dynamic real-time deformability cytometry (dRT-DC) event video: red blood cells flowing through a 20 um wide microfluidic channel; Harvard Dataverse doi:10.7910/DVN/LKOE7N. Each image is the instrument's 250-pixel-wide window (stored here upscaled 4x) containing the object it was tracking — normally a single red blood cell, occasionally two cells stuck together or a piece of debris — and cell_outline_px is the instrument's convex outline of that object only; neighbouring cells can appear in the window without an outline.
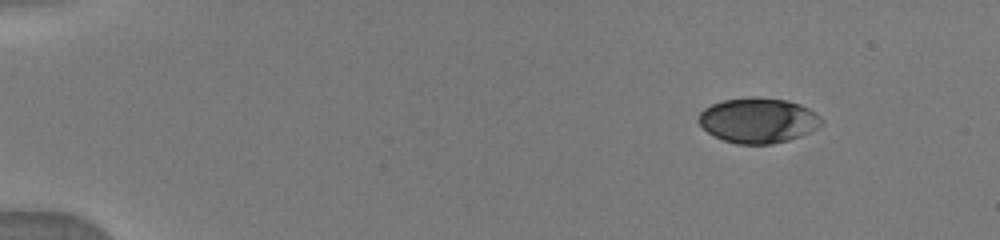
{"species": "human", "species_latin": "Homo sapiens", "temperature_condition": "warm", "stored_images_in_passage": 22, "camera_frame_rate_fps": 3000, "um_per_image_px": 0.085, "donor": {"sex": "male"}, "frame": {"image": 1, "passage_image": 1, "time_ms": 0.0, "image_size_px": [1000, 240], "cell_outline_px": [[824, 124], [820, 128], [812, 132], [788, 140], [772, 144], [736, 144], [712, 136], [696, 120], [700, 112], [704, 108], [712, 104], [724, 100], [752, 96], [788, 100], [800, 104], [808, 108], [820, 116], [824, 120]], "centroid_in_image_um": [64.47, 10.23], "position_along_channel_um": 20.5, "area_um2": 32.77}}
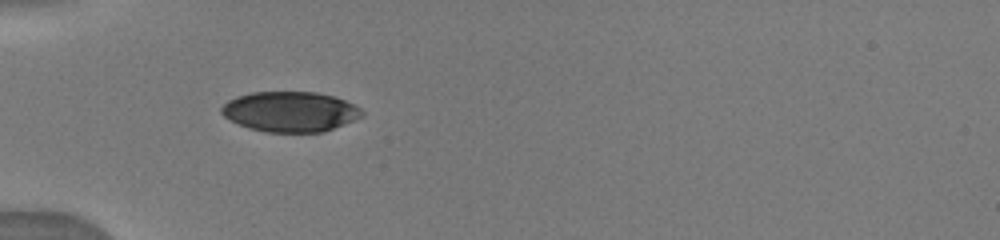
{"frame": {"image": 2, "passage_image": 15, "time_ms": 3.667, "image_size_px": [1000, 240], "cell_outline_px": [[364, 116], [324, 132], [264, 132], [248, 128], [224, 116], [220, 112], [220, 108], [228, 100], [236, 96], [252, 92], [316, 92], [332, 96], [344, 100], [360, 108], [364, 112]], "centroid_in_image_um": [24.66, 9.49], "position_along_channel_um": 60.3, "area_um2": 32.89}}
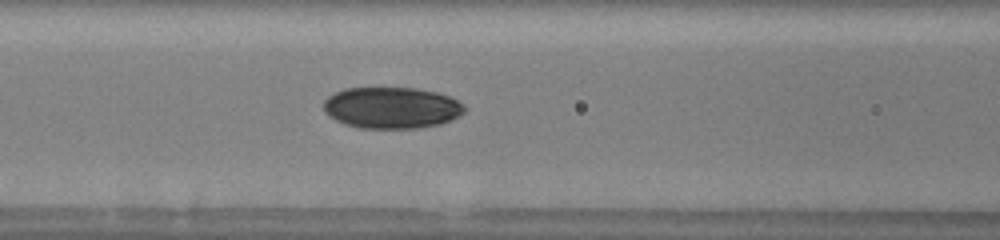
{"frame": {"image": 3, "passage_image": 19, "time_ms": 5.667, "image_size_px": [1000, 240], "cell_outline_px": [[464, 112], [440, 124], [420, 128], [360, 128], [344, 124], [328, 116], [324, 112], [324, 100], [328, 96], [344, 88], [416, 88], [436, 92], [448, 96], [464, 104]], "centroid_in_image_um": [33.24, 9.16], "position_along_channel_um": 133.4, "area_um2": 33.93}}